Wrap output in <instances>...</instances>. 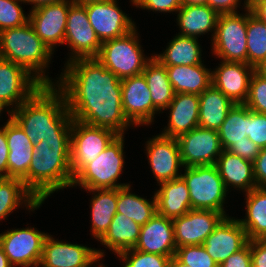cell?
<instances>
[{
	"label": "cell",
	"instance_id": "cell-30",
	"mask_svg": "<svg viewBox=\"0 0 266 267\" xmlns=\"http://www.w3.org/2000/svg\"><path fill=\"white\" fill-rule=\"evenodd\" d=\"M211 68L203 63L197 65L166 66L173 91L200 95L212 84Z\"/></svg>",
	"mask_w": 266,
	"mask_h": 267
},
{
	"label": "cell",
	"instance_id": "cell-17",
	"mask_svg": "<svg viewBox=\"0 0 266 267\" xmlns=\"http://www.w3.org/2000/svg\"><path fill=\"white\" fill-rule=\"evenodd\" d=\"M72 3L64 0L29 11V23L53 54L57 47L64 44L68 11Z\"/></svg>",
	"mask_w": 266,
	"mask_h": 267
},
{
	"label": "cell",
	"instance_id": "cell-55",
	"mask_svg": "<svg viewBox=\"0 0 266 267\" xmlns=\"http://www.w3.org/2000/svg\"><path fill=\"white\" fill-rule=\"evenodd\" d=\"M0 267H13L0 246Z\"/></svg>",
	"mask_w": 266,
	"mask_h": 267
},
{
	"label": "cell",
	"instance_id": "cell-45",
	"mask_svg": "<svg viewBox=\"0 0 266 267\" xmlns=\"http://www.w3.org/2000/svg\"><path fill=\"white\" fill-rule=\"evenodd\" d=\"M6 138L8 149H26L34 147L24 130L10 116L6 121Z\"/></svg>",
	"mask_w": 266,
	"mask_h": 267
},
{
	"label": "cell",
	"instance_id": "cell-37",
	"mask_svg": "<svg viewBox=\"0 0 266 267\" xmlns=\"http://www.w3.org/2000/svg\"><path fill=\"white\" fill-rule=\"evenodd\" d=\"M266 59V22L247 9V64L256 68Z\"/></svg>",
	"mask_w": 266,
	"mask_h": 267
},
{
	"label": "cell",
	"instance_id": "cell-59",
	"mask_svg": "<svg viewBox=\"0 0 266 267\" xmlns=\"http://www.w3.org/2000/svg\"><path fill=\"white\" fill-rule=\"evenodd\" d=\"M255 70L266 78V59Z\"/></svg>",
	"mask_w": 266,
	"mask_h": 267
},
{
	"label": "cell",
	"instance_id": "cell-48",
	"mask_svg": "<svg viewBox=\"0 0 266 267\" xmlns=\"http://www.w3.org/2000/svg\"><path fill=\"white\" fill-rule=\"evenodd\" d=\"M219 267H252L249 241L242 249L230 255Z\"/></svg>",
	"mask_w": 266,
	"mask_h": 267
},
{
	"label": "cell",
	"instance_id": "cell-23",
	"mask_svg": "<svg viewBox=\"0 0 266 267\" xmlns=\"http://www.w3.org/2000/svg\"><path fill=\"white\" fill-rule=\"evenodd\" d=\"M168 112L167 125L160 134L178 138L199 126V96L190 93L174 94L173 100L164 110Z\"/></svg>",
	"mask_w": 266,
	"mask_h": 267
},
{
	"label": "cell",
	"instance_id": "cell-18",
	"mask_svg": "<svg viewBox=\"0 0 266 267\" xmlns=\"http://www.w3.org/2000/svg\"><path fill=\"white\" fill-rule=\"evenodd\" d=\"M48 234L43 244L42 267H84L97 255L105 257V249L61 241Z\"/></svg>",
	"mask_w": 266,
	"mask_h": 267
},
{
	"label": "cell",
	"instance_id": "cell-32",
	"mask_svg": "<svg viewBox=\"0 0 266 267\" xmlns=\"http://www.w3.org/2000/svg\"><path fill=\"white\" fill-rule=\"evenodd\" d=\"M245 196V216L237 218L249 240L266 239V188H254Z\"/></svg>",
	"mask_w": 266,
	"mask_h": 267
},
{
	"label": "cell",
	"instance_id": "cell-31",
	"mask_svg": "<svg viewBox=\"0 0 266 267\" xmlns=\"http://www.w3.org/2000/svg\"><path fill=\"white\" fill-rule=\"evenodd\" d=\"M140 229L141 226L131 218L126 217L124 214L116 213L108 230L98 242L117 257L121 252L135 247Z\"/></svg>",
	"mask_w": 266,
	"mask_h": 267
},
{
	"label": "cell",
	"instance_id": "cell-26",
	"mask_svg": "<svg viewBox=\"0 0 266 267\" xmlns=\"http://www.w3.org/2000/svg\"><path fill=\"white\" fill-rule=\"evenodd\" d=\"M153 194L156 197L157 213L169 219L186 214L191 208L190 195L182 177L165 181Z\"/></svg>",
	"mask_w": 266,
	"mask_h": 267
},
{
	"label": "cell",
	"instance_id": "cell-53",
	"mask_svg": "<svg viewBox=\"0 0 266 267\" xmlns=\"http://www.w3.org/2000/svg\"><path fill=\"white\" fill-rule=\"evenodd\" d=\"M27 5H31L30 10L38 8L43 5H49L52 3H58L64 0H23ZM33 5V6H32Z\"/></svg>",
	"mask_w": 266,
	"mask_h": 267
},
{
	"label": "cell",
	"instance_id": "cell-25",
	"mask_svg": "<svg viewBox=\"0 0 266 267\" xmlns=\"http://www.w3.org/2000/svg\"><path fill=\"white\" fill-rule=\"evenodd\" d=\"M176 14L179 35L200 38L211 33L213 39L219 14L208 5H181Z\"/></svg>",
	"mask_w": 266,
	"mask_h": 267
},
{
	"label": "cell",
	"instance_id": "cell-36",
	"mask_svg": "<svg viewBox=\"0 0 266 267\" xmlns=\"http://www.w3.org/2000/svg\"><path fill=\"white\" fill-rule=\"evenodd\" d=\"M222 149L227 150L233 143L245 140L248 136V107L234 104L218 129Z\"/></svg>",
	"mask_w": 266,
	"mask_h": 267
},
{
	"label": "cell",
	"instance_id": "cell-49",
	"mask_svg": "<svg viewBox=\"0 0 266 267\" xmlns=\"http://www.w3.org/2000/svg\"><path fill=\"white\" fill-rule=\"evenodd\" d=\"M254 176L258 188H266V148L260 150L253 161Z\"/></svg>",
	"mask_w": 266,
	"mask_h": 267
},
{
	"label": "cell",
	"instance_id": "cell-54",
	"mask_svg": "<svg viewBox=\"0 0 266 267\" xmlns=\"http://www.w3.org/2000/svg\"><path fill=\"white\" fill-rule=\"evenodd\" d=\"M103 258L104 257H102L101 255H97L89 264H87L84 267H94V266L95 267H108L103 263L104 262V260H102ZM100 261H101V263H100ZM96 265H98V266H96Z\"/></svg>",
	"mask_w": 266,
	"mask_h": 267
},
{
	"label": "cell",
	"instance_id": "cell-24",
	"mask_svg": "<svg viewBox=\"0 0 266 267\" xmlns=\"http://www.w3.org/2000/svg\"><path fill=\"white\" fill-rule=\"evenodd\" d=\"M215 165L229 193L236 190L245 194L257 187L252 161L223 149Z\"/></svg>",
	"mask_w": 266,
	"mask_h": 267
},
{
	"label": "cell",
	"instance_id": "cell-35",
	"mask_svg": "<svg viewBox=\"0 0 266 267\" xmlns=\"http://www.w3.org/2000/svg\"><path fill=\"white\" fill-rule=\"evenodd\" d=\"M142 74L151 92L153 105L162 114L173 100L175 94L168 78L166 67L152 56L146 63Z\"/></svg>",
	"mask_w": 266,
	"mask_h": 267
},
{
	"label": "cell",
	"instance_id": "cell-44",
	"mask_svg": "<svg viewBox=\"0 0 266 267\" xmlns=\"http://www.w3.org/2000/svg\"><path fill=\"white\" fill-rule=\"evenodd\" d=\"M129 2L136 9L141 8L147 12L152 11L160 14L172 13L176 15V12L181 8V0H130Z\"/></svg>",
	"mask_w": 266,
	"mask_h": 267
},
{
	"label": "cell",
	"instance_id": "cell-11",
	"mask_svg": "<svg viewBox=\"0 0 266 267\" xmlns=\"http://www.w3.org/2000/svg\"><path fill=\"white\" fill-rule=\"evenodd\" d=\"M68 57L65 63L78 58H95L101 48L102 43L90 25L86 7L72 3L67 17V24L64 37Z\"/></svg>",
	"mask_w": 266,
	"mask_h": 267
},
{
	"label": "cell",
	"instance_id": "cell-28",
	"mask_svg": "<svg viewBox=\"0 0 266 267\" xmlns=\"http://www.w3.org/2000/svg\"><path fill=\"white\" fill-rule=\"evenodd\" d=\"M91 194L89 209L91 228L90 234L99 240L108 230L112 219L117 213V188L84 190Z\"/></svg>",
	"mask_w": 266,
	"mask_h": 267
},
{
	"label": "cell",
	"instance_id": "cell-29",
	"mask_svg": "<svg viewBox=\"0 0 266 267\" xmlns=\"http://www.w3.org/2000/svg\"><path fill=\"white\" fill-rule=\"evenodd\" d=\"M200 40L176 34L162 53H152L161 64L166 66L197 65L204 62Z\"/></svg>",
	"mask_w": 266,
	"mask_h": 267
},
{
	"label": "cell",
	"instance_id": "cell-5",
	"mask_svg": "<svg viewBox=\"0 0 266 267\" xmlns=\"http://www.w3.org/2000/svg\"><path fill=\"white\" fill-rule=\"evenodd\" d=\"M125 135H117L97 157L89 162L73 179L72 188L83 190L116 189L131 182L121 183L125 166Z\"/></svg>",
	"mask_w": 266,
	"mask_h": 267
},
{
	"label": "cell",
	"instance_id": "cell-13",
	"mask_svg": "<svg viewBox=\"0 0 266 267\" xmlns=\"http://www.w3.org/2000/svg\"><path fill=\"white\" fill-rule=\"evenodd\" d=\"M145 155L157 184L181 177L184 168L177 138L158 133L145 142Z\"/></svg>",
	"mask_w": 266,
	"mask_h": 267
},
{
	"label": "cell",
	"instance_id": "cell-38",
	"mask_svg": "<svg viewBox=\"0 0 266 267\" xmlns=\"http://www.w3.org/2000/svg\"><path fill=\"white\" fill-rule=\"evenodd\" d=\"M172 256H164L136 249L121 252L117 258L122 261L121 267H168Z\"/></svg>",
	"mask_w": 266,
	"mask_h": 267
},
{
	"label": "cell",
	"instance_id": "cell-7",
	"mask_svg": "<svg viewBox=\"0 0 266 267\" xmlns=\"http://www.w3.org/2000/svg\"><path fill=\"white\" fill-rule=\"evenodd\" d=\"M183 170L181 177L189 190L191 208L218 211L225 217L229 216L225 204L230 193L216 165L184 167Z\"/></svg>",
	"mask_w": 266,
	"mask_h": 267
},
{
	"label": "cell",
	"instance_id": "cell-10",
	"mask_svg": "<svg viewBox=\"0 0 266 267\" xmlns=\"http://www.w3.org/2000/svg\"><path fill=\"white\" fill-rule=\"evenodd\" d=\"M48 234L34 226L11 228L0 233V246L13 267L36 266L40 265Z\"/></svg>",
	"mask_w": 266,
	"mask_h": 267
},
{
	"label": "cell",
	"instance_id": "cell-12",
	"mask_svg": "<svg viewBox=\"0 0 266 267\" xmlns=\"http://www.w3.org/2000/svg\"><path fill=\"white\" fill-rule=\"evenodd\" d=\"M43 84L23 66L0 58V104L11 113Z\"/></svg>",
	"mask_w": 266,
	"mask_h": 267
},
{
	"label": "cell",
	"instance_id": "cell-39",
	"mask_svg": "<svg viewBox=\"0 0 266 267\" xmlns=\"http://www.w3.org/2000/svg\"><path fill=\"white\" fill-rule=\"evenodd\" d=\"M23 0H0V32L22 26L29 21V13L25 14Z\"/></svg>",
	"mask_w": 266,
	"mask_h": 267
},
{
	"label": "cell",
	"instance_id": "cell-21",
	"mask_svg": "<svg viewBox=\"0 0 266 267\" xmlns=\"http://www.w3.org/2000/svg\"><path fill=\"white\" fill-rule=\"evenodd\" d=\"M255 68L243 62L220 61L211 70L212 85L234 104H244L248 97L249 83Z\"/></svg>",
	"mask_w": 266,
	"mask_h": 267
},
{
	"label": "cell",
	"instance_id": "cell-27",
	"mask_svg": "<svg viewBox=\"0 0 266 267\" xmlns=\"http://www.w3.org/2000/svg\"><path fill=\"white\" fill-rule=\"evenodd\" d=\"M44 203L27 189L24 182L16 178H0V221L8 220L13 211L20 208L30 214L39 209ZM26 209H25V208Z\"/></svg>",
	"mask_w": 266,
	"mask_h": 267
},
{
	"label": "cell",
	"instance_id": "cell-14",
	"mask_svg": "<svg viewBox=\"0 0 266 267\" xmlns=\"http://www.w3.org/2000/svg\"><path fill=\"white\" fill-rule=\"evenodd\" d=\"M122 109L128 121L136 128L155 124L156 114L151 92L143 74L121 80Z\"/></svg>",
	"mask_w": 266,
	"mask_h": 267
},
{
	"label": "cell",
	"instance_id": "cell-50",
	"mask_svg": "<svg viewBox=\"0 0 266 267\" xmlns=\"http://www.w3.org/2000/svg\"><path fill=\"white\" fill-rule=\"evenodd\" d=\"M252 267H266V239L249 240Z\"/></svg>",
	"mask_w": 266,
	"mask_h": 267
},
{
	"label": "cell",
	"instance_id": "cell-57",
	"mask_svg": "<svg viewBox=\"0 0 266 267\" xmlns=\"http://www.w3.org/2000/svg\"><path fill=\"white\" fill-rule=\"evenodd\" d=\"M181 5H207V0H181Z\"/></svg>",
	"mask_w": 266,
	"mask_h": 267
},
{
	"label": "cell",
	"instance_id": "cell-34",
	"mask_svg": "<svg viewBox=\"0 0 266 267\" xmlns=\"http://www.w3.org/2000/svg\"><path fill=\"white\" fill-rule=\"evenodd\" d=\"M131 190L132 184L117 188V213L143 226L157 213L156 197L154 194L151 199H147V196H139Z\"/></svg>",
	"mask_w": 266,
	"mask_h": 267
},
{
	"label": "cell",
	"instance_id": "cell-15",
	"mask_svg": "<svg viewBox=\"0 0 266 267\" xmlns=\"http://www.w3.org/2000/svg\"><path fill=\"white\" fill-rule=\"evenodd\" d=\"M184 167L215 165L222 153L218 130L196 127L177 138Z\"/></svg>",
	"mask_w": 266,
	"mask_h": 267
},
{
	"label": "cell",
	"instance_id": "cell-40",
	"mask_svg": "<svg viewBox=\"0 0 266 267\" xmlns=\"http://www.w3.org/2000/svg\"><path fill=\"white\" fill-rule=\"evenodd\" d=\"M8 150V178L20 179L27 187V173L34 147Z\"/></svg>",
	"mask_w": 266,
	"mask_h": 267
},
{
	"label": "cell",
	"instance_id": "cell-56",
	"mask_svg": "<svg viewBox=\"0 0 266 267\" xmlns=\"http://www.w3.org/2000/svg\"><path fill=\"white\" fill-rule=\"evenodd\" d=\"M168 267H190L182 263L175 255L171 257Z\"/></svg>",
	"mask_w": 266,
	"mask_h": 267
},
{
	"label": "cell",
	"instance_id": "cell-62",
	"mask_svg": "<svg viewBox=\"0 0 266 267\" xmlns=\"http://www.w3.org/2000/svg\"><path fill=\"white\" fill-rule=\"evenodd\" d=\"M31 267H42L41 265L31 266Z\"/></svg>",
	"mask_w": 266,
	"mask_h": 267
},
{
	"label": "cell",
	"instance_id": "cell-42",
	"mask_svg": "<svg viewBox=\"0 0 266 267\" xmlns=\"http://www.w3.org/2000/svg\"><path fill=\"white\" fill-rule=\"evenodd\" d=\"M251 111L266 114V78L253 72L247 100L244 103Z\"/></svg>",
	"mask_w": 266,
	"mask_h": 267
},
{
	"label": "cell",
	"instance_id": "cell-22",
	"mask_svg": "<svg viewBox=\"0 0 266 267\" xmlns=\"http://www.w3.org/2000/svg\"><path fill=\"white\" fill-rule=\"evenodd\" d=\"M176 248L172 219L156 213L145 225L141 226L138 241L133 249L174 256Z\"/></svg>",
	"mask_w": 266,
	"mask_h": 267
},
{
	"label": "cell",
	"instance_id": "cell-2",
	"mask_svg": "<svg viewBox=\"0 0 266 267\" xmlns=\"http://www.w3.org/2000/svg\"><path fill=\"white\" fill-rule=\"evenodd\" d=\"M33 144L49 137H71L73 118L64 94L55 85H43L10 113Z\"/></svg>",
	"mask_w": 266,
	"mask_h": 267
},
{
	"label": "cell",
	"instance_id": "cell-16",
	"mask_svg": "<svg viewBox=\"0 0 266 267\" xmlns=\"http://www.w3.org/2000/svg\"><path fill=\"white\" fill-rule=\"evenodd\" d=\"M119 0H107L84 5L90 25L100 42L124 36L137 25L134 20L119 7Z\"/></svg>",
	"mask_w": 266,
	"mask_h": 267
},
{
	"label": "cell",
	"instance_id": "cell-1",
	"mask_svg": "<svg viewBox=\"0 0 266 267\" xmlns=\"http://www.w3.org/2000/svg\"><path fill=\"white\" fill-rule=\"evenodd\" d=\"M63 67L54 85L64 94L73 120L118 135L134 128L122 109L121 79L95 58L74 59Z\"/></svg>",
	"mask_w": 266,
	"mask_h": 267
},
{
	"label": "cell",
	"instance_id": "cell-58",
	"mask_svg": "<svg viewBox=\"0 0 266 267\" xmlns=\"http://www.w3.org/2000/svg\"><path fill=\"white\" fill-rule=\"evenodd\" d=\"M70 1L78 5H87L89 3L103 2L107 0H70Z\"/></svg>",
	"mask_w": 266,
	"mask_h": 267
},
{
	"label": "cell",
	"instance_id": "cell-52",
	"mask_svg": "<svg viewBox=\"0 0 266 267\" xmlns=\"http://www.w3.org/2000/svg\"><path fill=\"white\" fill-rule=\"evenodd\" d=\"M250 8L255 15L266 22V0L254 1Z\"/></svg>",
	"mask_w": 266,
	"mask_h": 267
},
{
	"label": "cell",
	"instance_id": "cell-51",
	"mask_svg": "<svg viewBox=\"0 0 266 267\" xmlns=\"http://www.w3.org/2000/svg\"><path fill=\"white\" fill-rule=\"evenodd\" d=\"M0 125V178H8V144L6 138V122Z\"/></svg>",
	"mask_w": 266,
	"mask_h": 267
},
{
	"label": "cell",
	"instance_id": "cell-20",
	"mask_svg": "<svg viewBox=\"0 0 266 267\" xmlns=\"http://www.w3.org/2000/svg\"><path fill=\"white\" fill-rule=\"evenodd\" d=\"M249 239L245 229L234 216L224 217L214 231L204 240L203 246L220 265L230 255L242 249Z\"/></svg>",
	"mask_w": 266,
	"mask_h": 267
},
{
	"label": "cell",
	"instance_id": "cell-47",
	"mask_svg": "<svg viewBox=\"0 0 266 267\" xmlns=\"http://www.w3.org/2000/svg\"><path fill=\"white\" fill-rule=\"evenodd\" d=\"M227 150L243 159L253 162L261 149L252 140L245 137V140L233 143Z\"/></svg>",
	"mask_w": 266,
	"mask_h": 267
},
{
	"label": "cell",
	"instance_id": "cell-3",
	"mask_svg": "<svg viewBox=\"0 0 266 267\" xmlns=\"http://www.w3.org/2000/svg\"><path fill=\"white\" fill-rule=\"evenodd\" d=\"M70 142L71 137H49L34 144L27 189L40 203H45L55 192L72 186Z\"/></svg>",
	"mask_w": 266,
	"mask_h": 267
},
{
	"label": "cell",
	"instance_id": "cell-9",
	"mask_svg": "<svg viewBox=\"0 0 266 267\" xmlns=\"http://www.w3.org/2000/svg\"><path fill=\"white\" fill-rule=\"evenodd\" d=\"M113 130L73 120L70 142V165L75 177L117 136Z\"/></svg>",
	"mask_w": 266,
	"mask_h": 267
},
{
	"label": "cell",
	"instance_id": "cell-4",
	"mask_svg": "<svg viewBox=\"0 0 266 267\" xmlns=\"http://www.w3.org/2000/svg\"><path fill=\"white\" fill-rule=\"evenodd\" d=\"M0 55L26 68L43 85H54L48 72L54 55L37 36L29 21L0 32Z\"/></svg>",
	"mask_w": 266,
	"mask_h": 267
},
{
	"label": "cell",
	"instance_id": "cell-60",
	"mask_svg": "<svg viewBox=\"0 0 266 267\" xmlns=\"http://www.w3.org/2000/svg\"><path fill=\"white\" fill-rule=\"evenodd\" d=\"M4 112H7L8 117L10 116V113L6 110V108L0 104V118H3V117H1V115H2V113L4 114Z\"/></svg>",
	"mask_w": 266,
	"mask_h": 267
},
{
	"label": "cell",
	"instance_id": "cell-41",
	"mask_svg": "<svg viewBox=\"0 0 266 267\" xmlns=\"http://www.w3.org/2000/svg\"><path fill=\"white\" fill-rule=\"evenodd\" d=\"M175 256L190 267H217L218 264L207 253L203 245H191L176 248Z\"/></svg>",
	"mask_w": 266,
	"mask_h": 267
},
{
	"label": "cell",
	"instance_id": "cell-33",
	"mask_svg": "<svg viewBox=\"0 0 266 267\" xmlns=\"http://www.w3.org/2000/svg\"><path fill=\"white\" fill-rule=\"evenodd\" d=\"M199 96V127L218 130L234 103L212 84Z\"/></svg>",
	"mask_w": 266,
	"mask_h": 267
},
{
	"label": "cell",
	"instance_id": "cell-43",
	"mask_svg": "<svg viewBox=\"0 0 266 267\" xmlns=\"http://www.w3.org/2000/svg\"><path fill=\"white\" fill-rule=\"evenodd\" d=\"M260 149L266 148V114L248 108V136Z\"/></svg>",
	"mask_w": 266,
	"mask_h": 267
},
{
	"label": "cell",
	"instance_id": "cell-8",
	"mask_svg": "<svg viewBox=\"0 0 266 267\" xmlns=\"http://www.w3.org/2000/svg\"><path fill=\"white\" fill-rule=\"evenodd\" d=\"M210 43L212 56L225 62L247 63V10L220 14Z\"/></svg>",
	"mask_w": 266,
	"mask_h": 267
},
{
	"label": "cell",
	"instance_id": "cell-19",
	"mask_svg": "<svg viewBox=\"0 0 266 267\" xmlns=\"http://www.w3.org/2000/svg\"><path fill=\"white\" fill-rule=\"evenodd\" d=\"M224 217L218 211L190 209L186 214L172 219L177 248L202 245Z\"/></svg>",
	"mask_w": 266,
	"mask_h": 267
},
{
	"label": "cell",
	"instance_id": "cell-46",
	"mask_svg": "<svg viewBox=\"0 0 266 267\" xmlns=\"http://www.w3.org/2000/svg\"><path fill=\"white\" fill-rule=\"evenodd\" d=\"M207 5L219 15L239 13L241 7L242 12L250 8L249 0H207Z\"/></svg>",
	"mask_w": 266,
	"mask_h": 267
},
{
	"label": "cell",
	"instance_id": "cell-61",
	"mask_svg": "<svg viewBox=\"0 0 266 267\" xmlns=\"http://www.w3.org/2000/svg\"><path fill=\"white\" fill-rule=\"evenodd\" d=\"M254 1H257V0H249L250 5H251Z\"/></svg>",
	"mask_w": 266,
	"mask_h": 267
},
{
	"label": "cell",
	"instance_id": "cell-6",
	"mask_svg": "<svg viewBox=\"0 0 266 267\" xmlns=\"http://www.w3.org/2000/svg\"><path fill=\"white\" fill-rule=\"evenodd\" d=\"M140 38L136 26L124 36L102 42L95 59L121 80L140 75L153 56L144 54Z\"/></svg>",
	"mask_w": 266,
	"mask_h": 267
}]
</instances>
